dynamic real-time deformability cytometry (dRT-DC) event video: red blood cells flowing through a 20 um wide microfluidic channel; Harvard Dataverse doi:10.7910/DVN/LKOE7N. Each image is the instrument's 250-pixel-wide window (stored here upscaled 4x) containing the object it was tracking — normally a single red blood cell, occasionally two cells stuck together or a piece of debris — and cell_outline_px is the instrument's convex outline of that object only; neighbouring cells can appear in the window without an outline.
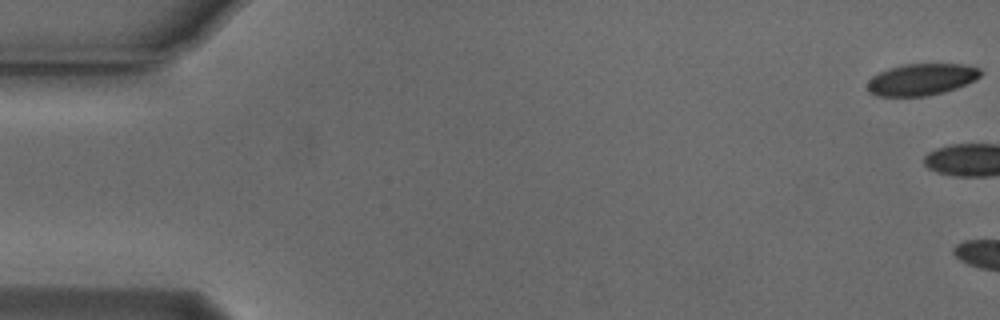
{"species": "Egyptian fruit bat (a non-hibernating species)", "species_latin": "Rousettus aegyptiacus", "temperature_condition": "cold", "stored_images_in_passage": 5, "camera_frame_rate_fps": 3000, "um_per_image_px": 0.085, "animal": {"sex": "male"}, "frame": {"image": 1, "passage_image": 1, "time_ms": 0.0, "image_size_px": [1000, 320], "cell_outline_px": [[980, 76], [976, 80], [956, 88], [944, 92], [928, 96], [876, 96], [868, 92], [868, 80], [872, 76], [888, 68], [904, 64], [964, 64], [980, 68]], "centroid_in_image_um": [78.32, 6.75], "position_along_channel_um": 6.7, "area_um2": 20.98}}